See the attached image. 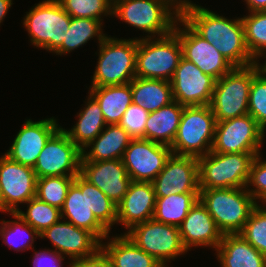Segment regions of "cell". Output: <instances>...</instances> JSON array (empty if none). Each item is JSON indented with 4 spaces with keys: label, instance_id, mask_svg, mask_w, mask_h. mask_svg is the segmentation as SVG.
Returning <instances> with one entry per match:
<instances>
[{
    "label": "cell",
    "instance_id": "6da1fadb",
    "mask_svg": "<svg viewBox=\"0 0 266 267\" xmlns=\"http://www.w3.org/2000/svg\"><path fill=\"white\" fill-rule=\"evenodd\" d=\"M183 19L234 67H247L257 62L247 48L241 18L230 20L199 7L189 11Z\"/></svg>",
    "mask_w": 266,
    "mask_h": 267
},
{
    "label": "cell",
    "instance_id": "7a4b0ae2",
    "mask_svg": "<svg viewBox=\"0 0 266 267\" xmlns=\"http://www.w3.org/2000/svg\"><path fill=\"white\" fill-rule=\"evenodd\" d=\"M199 200L222 234H239L258 202L247 188L200 189Z\"/></svg>",
    "mask_w": 266,
    "mask_h": 267
},
{
    "label": "cell",
    "instance_id": "3957f363",
    "mask_svg": "<svg viewBox=\"0 0 266 267\" xmlns=\"http://www.w3.org/2000/svg\"><path fill=\"white\" fill-rule=\"evenodd\" d=\"M138 38L118 39L107 36L99 44V55L92 86H113L130 83L136 77Z\"/></svg>",
    "mask_w": 266,
    "mask_h": 267
},
{
    "label": "cell",
    "instance_id": "277c9868",
    "mask_svg": "<svg viewBox=\"0 0 266 267\" xmlns=\"http://www.w3.org/2000/svg\"><path fill=\"white\" fill-rule=\"evenodd\" d=\"M263 68L258 62L234 67L216 81L210 103L216 122L248 114L251 82Z\"/></svg>",
    "mask_w": 266,
    "mask_h": 267
},
{
    "label": "cell",
    "instance_id": "5b68a950",
    "mask_svg": "<svg viewBox=\"0 0 266 267\" xmlns=\"http://www.w3.org/2000/svg\"><path fill=\"white\" fill-rule=\"evenodd\" d=\"M181 58L182 47L174 31L155 39L139 38L136 77L171 81Z\"/></svg>",
    "mask_w": 266,
    "mask_h": 267
},
{
    "label": "cell",
    "instance_id": "8992f818",
    "mask_svg": "<svg viewBox=\"0 0 266 267\" xmlns=\"http://www.w3.org/2000/svg\"><path fill=\"white\" fill-rule=\"evenodd\" d=\"M260 153H216L198 157L199 188L246 187L253 159Z\"/></svg>",
    "mask_w": 266,
    "mask_h": 267
},
{
    "label": "cell",
    "instance_id": "52a82bcc",
    "mask_svg": "<svg viewBox=\"0 0 266 267\" xmlns=\"http://www.w3.org/2000/svg\"><path fill=\"white\" fill-rule=\"evenodd\" d=\"M216 118L210 105L184 106L172 154L200 157L212 150Z\"/></svg>",
    "mask_w": 266,
    "mask_h": 267
},
{
    "label": "cell",
    "instance_id": "ba28073f",
    "mask_svg": "<svg viewBox=\"0 0 266 267\" xmlns=\"http://www.w3.org/2000/svg\"><path fill=\"white\" fill-rule=\"evenodd\" d=\"M70 22L71 16L57 0L39 2L23 19L31 43L37 48H44L53 53L62 45Z\"/></svg>",
    "mask_w": 266,
    "mask_h": 267
},
{
    "label": "cell",
    "instance_id": "9c48e42d",
    "mask_svg": "<svg viewBox=\"0 0 266 267\" xmlns=\"http://www.w3.org/2000/svg\"><path fill=\"white\" fill-rule=\"evenodd\" d=\"M112 16L148 33L147 38L171 33L178 20L161 0H122L112 8Z\"/></svg>",
    "mask_w": 266,
    "mask_h": 267
},
{
    "label": "cell",
    "instance_id": "30bf717a",
    "mask_svg": "<svg viewBox=\"0 0 266 267\" xmlns=\"http://www.w3.org/2000/svg\"><path fill=\"white\" fill-rule=\"evenodd\" d=\"M140 249L154 257L162 265L184 255L178 226L164 224L153 218L134 225L125 233Z\"/></svg>",
    "mask_w": 266,
    "mask_h": 267
},
{
    "label": "cell",
    "instance_id": "8fae6325",
    "mask_svg": "<svg viewBox=\"0 0 266 267\" xmlns=\"http://www.w3.org/2000/svg\"><path fill=\"white\" fill-rule=\"evenodd\" d=\"M265 130L249 114L216 123L212 146L216 153H260Z\"/></svg>",
    "mask_w": 266,
    "mask_h": 267
},
{
    "label": "cell",
    "instance_id": "7c38bea8",
    "mask_svg": "<svg viewBox=\"0 0 266 267\" xmlns=\"http://www.w3.org/2000/svg\"><path fill=\"white\" fill-rule=\"evenodd\" d=\"M82 151L70 140L64 128L49 138L34 165L36 177L70 176L80 174Z\"/></svg>",
    "mask_w": 266,
    "mask_h": 267
},
{
    "label": "cell",
    "instance_id": "4fadbf2b",
    "mask_svg": "<svg viewBox=\"0 0 266 267\" xmlns=\"http://www.w3.org/2000/svg\"><path fill=\"white\" fill-rule=\"evenodd\" d=\"M174 32L182 47V57L194 63L203 73L216 81L229 73L234 66L208 41L200 36L183 18H178ZM181 23V26L177 27Z\"/></svg>",
    "mask_w": 266,
    "mask_h": 267
},
{
    "label": "cell",
    "instance_id": "5bb4252c",
    "mask_svg": "<svg viewBox=\"0 0 266 267\" xmlns=\"http://www.w3.org/2000/svg\"><path fill=\"white\" fill-rule=\"evenodd\" d=\"M37 177L33 168L0 157V211L16 213L18 205L36 195Z\"/></svg>",
    "mask_w": 266,
    "mask_h": 267
},
{
    "label": "cell",
    "instance_id": "9a60e30c",
    "mask_svg": "<svg viewBox=\"0 0 266 267\" xmlns=\"http://www.w3.org/2000/svg\"><path fill=\"white\" fill-rule=\"evenodd\" d=\"M171 154L170 146L139 138L131 140L122 161L132 181L152 183Z\"/></svg>",
    "mask_w": 266,
    "mask_h": 267
},
{
    "label": "cell",
    "instance_id": "2e32d148",
    "mask_svg": "<svg viewBox=\"0 0 266 267\" xmlns=\"http://www.w3.org/2000/svg\"><path fill=\"white\" fill-rule=\"evenodd\" d=\"M170 82L174 101L183 106L210 105L216 80L194 63L182 57Z\"/></svg>",
    "mask_w": 266,
    "mask_h": 267
},
{
    "label": "cell",
    "instance_id": "e0dca14e",
    "mask_svg": "<svg viewBox=\"0 0 266 267\" xmlns=\"http://www.w3.org/2000/svg\"><path fill=\"white\" fill-rule=\"evenodd\" d=\"M152 183L156 197L200 193L198 158L171 154Z\"/></svg>",
    "mask_w": 266,
    "mask_h": 267
},
{
    "label": "cell",
    "instance_id": "ac0fdd59",
    "mask_svg": "<svg viewBox=\"0 0 266 267\" xmlns=\"http://www.w3.org/2000/svg\"><path fill=\"white\" fill-rule=\"evenodd\" d=\"M58 125L53 117L35 122L26 120L5 155L19 164L34 168L46 142L60 128Z\"/></svg>",
    "mask_w": 266,
    "mask_h": 267
},
{
    "label": "cell",
    "instance_id": "d6986e66",
    "mask_svg": "<svg viewBox=\"0 0 266 267\" xmlns=\"http://www.w3.org/2000/svg\"><path fill=\"white\" fill-rule=\"evenodd\" d=\"M80 175L118 205L132 182L122 159L81 161Z\"/></svg>",
    "mask_w": 266,
    "mask_h": 267
},
{
    "label": "cell",
    "instance_id": "ffe728a7",
    "mask_svg": "<svg viewBox=\"0 0 266 267\" xmlns=\"http://www.w3.org/2000/svg\"><path fill=\"white\" fill-rule=\"evenodd\" d=\"M61 220L40 233V238L51 241L56 252L69 256L72 261L89 257L101 248V241L92 232Z\"/></svg>",
    "mask_w": 266,
    "mask_h": 267
},
{
    "label": "cell",
    "instance_id": "44dd1931",
    "mask_svg": "<svg viewBox=\"0 0 266 267\" xmlns=\"http://www.w3.org/2000/svg\"><path fill=\"white\" fill-rule=\"evenodd\" d=\"M182 244L188 251L192 246L217 248L223 238L213 217L198 199L178 226Z\"/></svg>",
    "mask_w": 266,
    "mask_h": 267
},
{
    "label": "cell",
    "instance_id": "7402d4cb",
    "mask_svg": "<svg viewBox=\"0 0 266 267\" xmlns=\"http://www.w3.org/2000/svg\"><path fill=\"white\" fill-rule=\"evenodd\" d=\"M156 194L153 183L132 181L117 205V224L130 230L134 225L153 218Z\"/></svg>",
    "mask_w": 266,
    "mask_h": 267
},
{
    "label": "cell",
    "instance_id": "603a6c76",
    "mask_svg": "<svg viewBox=\"0 0 266 267\" xmlns=\"http://www.w3.org/2000/svg\"><path fill=\"white\" fill-rule=\"evenodd\" d=\"M61 210L65 218L76 227L92 232L101 242L109 238L110 232L96 219L87 203V190H80L74 183L68 189Z\"/></svg>",
    "mask_w": 266,
    "mask_h": 267
},
{
    "label": "cell",
    "instance_id": "cb8c5ba5",
    "mask_svg": "<svg viewBox=\"0 0 266 267\" xmlns=\"http://www.w3.org/2000/svg\"><path fill=\"white\" fill-rule=\"evenodd\" d=\"M215 250L221 267H266V256L240 234H224Z\"/></svg>",
    "mask_w": 266,
    "mask_h": 267
},
{
    "label": "cell",
    "instance_id": "d4e9b609",
    "mask_svg": "<svg viewBox=\"0 0 266 267\" xmlns=\"http://www.w3.org/2000/svg\"><path fill=\"white\" fill-rule=\"evenodd\" d=\"M131 140L132 137L118 124L106 125L105 130L82 150L81 161L122 159Z\"/></svg>",
    "mask_w": 266,
    "mask_h": 267
},
{
    "label": "cell",
    "instance_id": "484cf974",
    "mask_svg": "<svg viewBox=\"0 0 266 267\" xmlns=\"http://www.w3.org/2000/svg\"><path fill=\"white\" fill-rule=\"evenodd\" d=\"M109 240L105 244L101 242V249L107 255L112 267L162 266L154 257L140 249L125 233Z\"/></svg>",
    "mask_w": 266,
    "mask_h": 267
},
{
    "label": "cell",
    "instance_id": "4316f807",
    "mask_svg": "<svg viewBox=\"0 0 266 267\" xmlns=\"http://www.w3.org/2000/svg\"><path fill=\"white\" fill-rule=\"evenodd\" d=\"M184 106L177 101L149 112L145 125V139L171 146L180 124Z\"/></svg>",
    "mask_w": 266,
    "mask_h": 267
},
{
    "label": "cell",
    "instance_id": "83f0119b",
    "mask_svg": "<svg viewBox=\"0 0 266 267\" xmlns=\"http://www.w3.org/2000/svg\"><path fill=\"white\" fill-rule=\"evenodd\" d=\"M90 93L99 103L107 125L118 124L132 104L131 82L123 85L90 87Z\"/></svg>",
    "mask_w": 266,
    "mask_h": 267
},
{
    "label": "cell",
    "instance_id": "f1b7e54d",
    "mask_svg": "<svg viewBox=\"0 0 266 267\" xmlns=\"http://www.w3.org/2000/svg\"><path fill=\"white\" fill-rule=\"evenodd\" d=\"M87 99L86 106L77 114L76 125L71 130L64 129L70 140L81 151L96 139L107 125L97 100L90 93Z\"/></svg>",
    "mask_w": 266,
    "mask_h": 267
},
{
    "label": "cell",
    "instance_id": "f546056e",
    "mask_svg": "<svg viewBox=\"0 0 266 267\" xmlns=\"http://www.w3.org/2000/svg\"><path fill=\"white\" fill-rule=\"evenodd\" d=\"M132 103L153 112L173 102L171 82L135 77L131 81Z\"/></svg>",
    "mask_w": 266,
    "mask_h": 267
},
{
    "label": "cell",
    "instance_id": "4dcf8cb0",
    "mask_svg": "<svg viewBox=\"0 0 266 267\" xmlns=\"http://www.w3.org/2000/svg\"><path fill=\"white\" fill-rule=\"evenodd\" d=\"M198 199L199 193L156 197L153 219L164 224L179 226Z\"/></svg>",
    "mask_w": 266,
    "mask_h": 267
},
{
    "label": "cell",
    "instance_id": "1f68e13d",
    "mask_svg": "<svg viewBox=\"0 0 266 267\" xmlns=\"http://www.w3.org/2000/svg\"><path fill=\"white\" fill-rule=\"evenodd\" d=\"M102 21L90 18H72L68 32L64 35L62 45L54 52L62 55L72 52L87 43L91 38L97 37L99 44L107 37L101 29Z\"/></svg>",
    "mask_w": 266,
    "mask_h": 267
},
{
    "label": "cell",
    "instance_id": "d6a6232c",
    "mask_svg": "<svg viewBox=\"0 0 266 267\" xmlns=\"http://www.w3.org/2000/svg\"><path fill=\"white\" fill-rule=\"evenodd\" d=\"M80 190H87L88 207L96 219L110 232L117 222V205H115L100 189L89 183L80 174L73 182Z\"/></svg>",
    "mask_w": 266,
    "mask_h": 267
},
{
    "label": "cell",
    "instance_id": "836d02e7",
    "mask_svg": "<svg viewBox=\"0 0 266 267\" xmlns=\"http://www.w3.org/2000/svg\"><path fill=\"white\" fill-rule=\"evenodd\" d=\"M241 20L247 48L251 56L259 62L258 58L266 54V11L250 12L241 17Z\"/></svg>",
    "mask_w": 266,
    "mask_h": 267
},
{
    "label": "cell",
    "instance_id": "e575fe53",
    "mask_svg": "<svg viewBox=\"0 0 266 267\" xmlns=\"http://www.w3.org/2000/svg\"><path fill=\"white\" fill-rule=\"evenodd\" d=\"M15 221H5L0 222V236L3 242L8 245L14 251H26L28 249H34L32 243L40 234L33 229L28 223H26L17 213H10ZM26 236L24 240L22 238H17L18 234ZM19 235V236H20ZM23 235L21 237H23ZM17 236V237H16ZM17 238V239H16ZM21 241V242H19ZM26 241V242H25ZM30 243V244H29ZM33 247V248H32Z\"/></svg>",
    "mask_w": 266,
    "mask_h": 267
},
{
    "label": "cell",
    "instance_id": "d590c367",
    "mask_svg": "<svg viewBox=\"0 0 266 267\" xmlns=\"http://www.w3.org/2000/svg\"><path fill=\"white\" fill-rule=\"evenodd\" d=\"M26 204V213L21 209L16 213L39 234L61 219V210L58 207L49 205L37 197H33Z\"/></svg>",
    "mask_w": 266,
    "mask_h": 267
},
{
    "label": "cell",
    "instance_id": "8d00e7d4",
    "mask_svg": "<svg viewBox=\"0 0 266 267\" xmlns=\"http://www.w3.org/2000/svg\"><path fill=\"white\" fill-rule=\"evenodd\" d=\"M75 177L55 176L38 178L36 181V195L38 199L49 205L61 209L67 192Z\"/></svg>",
    "mask_w": 266,
    "mask_h": 267
},
{
    "label": "cell",
    "instance_id": "74e56055",
    "mask_svg": "<svg viewBox=\"0 0 266 267\" xmlns=\"http://www.w3.org/2000/svg\"><path fill=\"white\" fill-rule=\"evenodd\" d=\"M262 205L255 206L239 234L266 256V204Z\"/></svg>",
    "mask_w": 266,
    "mask_h": 267
},
{
    "label": "cell",
    "instance_id": "f35d334b",
    "mask_svg": "<svg viewBox=\"0 0 266 267\" xmlns=\"http://www.w3.org/2000/svg\"><path fill=\"white\" fill-rule=\"evenodd\" d=\"M72 18H90L102 21L112 15V7L105 0H57Z\"/></svg>",
    "mask_w": 266,
    "mask_h": 267
},
{
    "label": "cell",
    "instance_id": "ab89813d",
    "mask_svg": "<svg viewBox=\"0 0 266 267\" xmlns=\"http://www.w3.org/2000/svg\"><path fill=\"white\" fill-rule=\"evenodd\" d=\"M248 114L266 130V69L263 68L251 82Z\"/></svg>",
    "mask_w": 266,
    "mask_h": 267
},
{
    "label": "cell",
    "instance_id": "60d3db41",
    "mask_svg": "<svg viewBox=\"0 0 266 267\" xmlns=\"http://www.w3.org/2000/svg\"><path fill=\"white\" fill-rule=\"evenodd\" d=\"M149 112L139 105L132 103L126 109L118 125L121 126L132 139H145V125Z\"/></svg>",
    "mask_w": 266,
    "mask_h": 267
},
{
    "label": "cell",
    "instance_id": "b9f144b4",
    "mask_svg": "<svg viewBox=\"0 0 266 267\" xmlns=\"http://www.w3.org/2000/svg\"><path fill=\"white\" fill-rule=\"evenodd\" d=\"M261 156L257 155L251 163L246 188L253 186V189L247 191L255 201L260 200L262 204H266V160H261Z\"/></svg>",
    "mask_w": 266,
    "mask_h": 267
},
{
    "label": "cell",
    "instance_id": "7bdbcfd3",
    "mask_svg": "<svg viewBox=\"0 0 266 267\" xmlns=\"http://www.w3.org/2000/svg\"><path fill=\"white\" fill-rule=\"evenodd\" d=\"M33 259L34 267H62V261L65 256L59 254L55 250L45 249L42 251H35ZM49 261V262H48Z\"/></svg>",
    "mask_w": 266,
    "mask_h": 267
},
{
    "label": "cell",
    "instance_id": "ee69618b",
    "mask_svg": "<svg viewBox=\"0 0 266 267\" xmlns=\"http://www.w3.org/2000/svg\"><path fill=\"white\" fill-rule=\"evenodd\" d=\"M68 267H112L107 255L100 248L95 254L72 260Z\"/></svg>",
    "mask_w": 266,
    "mask_h": 267
},
{
    "label": "cell",
    "instance_id": "f6af8a7d",
    "mask_svg": "<svg viewBox=\"0 0 266 267\" xmlns=\"http://www.w3.org/2000/svg\"><path fill=\"white\" fill-rule=\"evenodd\" d=\"M178 18H183L189 11L198 9L199 5L190 0H161ZM174 10V11H173Z\"/></svg>",
    "mask_w": 266,
    "mask_h": 267
},
{
    "label": "cell",
    "instance_id": "bcb514c9",
    "mask_svg": "<svg viewBox=\"0 0 266 267\" xmlns=\"http://www.w3.org/2000/svg\"><path fill=\"white\" fill-rule=\"evenodd\" d=\"M249 12L266 11V0H245Z\"/></svg>",
    "mask_w": 266,
    "mask_h": 267
},
{
    "label": "cell",
    "instance_id": "7dc6e473",
    "mask_svg": "<svg viewBox=\"0 0 266 267\" xmlns=\"http://www.w3.org/2000/svg\"><path fill=\"white\" fill-rule=\"evenodd\" d=\"M12 0H0V23L3 21L4 17L7 15V11L12 5Z\"/></svg>",
    "mask_w": 266,
    "mask_h": 267
},
{
    "label": "cell",
    "instance_id": "c3c4849f",
    "mask_svg": "<svg viewBox=\"0 0 266 267\" xmlns=\"http://www.w3.org/2000/svg\"><path fill=\"white\" fill-rule=\"evenodd\" d=\"M112 8L118 3L121 2L122 0H105Z\"/></svg>",
    "mask_w": 266,
    "mask_h": 267
}]
</instances>
